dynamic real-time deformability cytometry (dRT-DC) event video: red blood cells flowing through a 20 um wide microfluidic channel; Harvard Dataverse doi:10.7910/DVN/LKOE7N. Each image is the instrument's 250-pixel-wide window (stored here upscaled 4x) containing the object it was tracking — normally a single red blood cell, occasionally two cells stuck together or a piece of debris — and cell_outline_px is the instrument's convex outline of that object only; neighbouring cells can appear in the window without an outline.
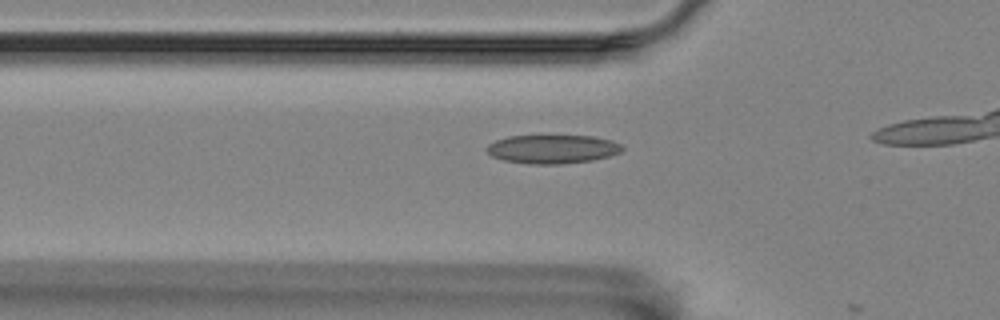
{"species": "Egyptian fruit bat (a non-hibernating species)", "species_latin": "Rousettus aegyptiacus", "temperature_condition": "room temperature", "stored_images_in_passage": 4, "camera_frame_rate_fps": 3000, "um_per_image_px": 0.085, "animal": {"sex": "female"}, "frame": {"image": 1, "passage_image": 4, "time_ms": 1.0, "image_size_px": [1000, 320], "cell_outline_px": [[624, 148], [620, 152], [608, 156], [592, 160], [560, 164], [528, 164], [504, 160], [492, 156], [484, 148], [488, 144], [496, 140], [508, 136], [592, 136], [612, 140], [620, 144]], "centroid_in_image_um": [46.94, 12.67], "position_along_channel_um": 78.9, "area_um2": 22.6}}